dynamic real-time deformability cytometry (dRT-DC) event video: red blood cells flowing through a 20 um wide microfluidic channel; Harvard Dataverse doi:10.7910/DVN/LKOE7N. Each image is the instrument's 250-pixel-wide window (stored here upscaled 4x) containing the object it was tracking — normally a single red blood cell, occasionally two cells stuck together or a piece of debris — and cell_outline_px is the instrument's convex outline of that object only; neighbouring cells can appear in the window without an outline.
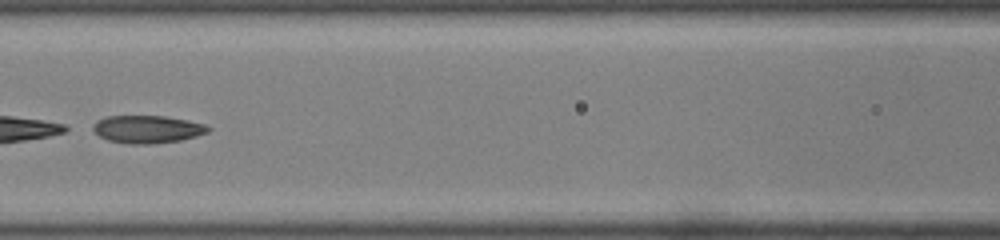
{"species": "common noctule bat (a hibernating species)", "species_latin": "Nyctalus noctula", "temperature_condition": "room temperature", "stored_images_in_passage": 49, "camera_frame_rate_fps": 3000, "um_per_image_px": 0.085, "animal": {"sex": "male", "body_mass_g": 19.0, "forearm_length_mm": 50.8}, "frame": {"image": 1, "passage_image": 22, "time_ms": 7.0, "image_size_px": [1000, 240], "cell_outline_px": [[212, 128], [208, 132], [196, 136], [180, 140], [152, 144], [128, 144], [108, 140], [100, 136], [92, 128], [92, 124], [96, 120], [108, 116], [164, 116], [188, 120], [204, 124]], "centroid_in_image_um": [12.52, 10.98], "position_along_channel_um": 154.1, "area_um2": 18.61}}
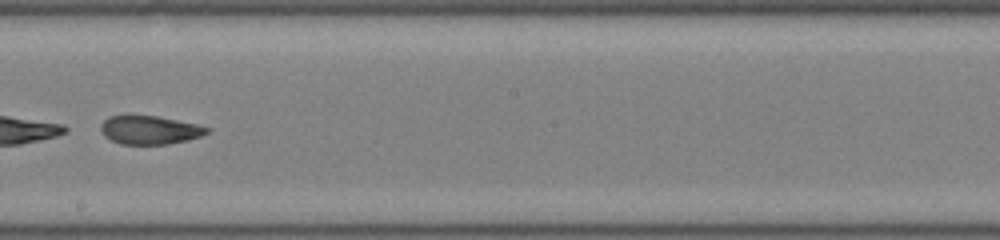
{"frame": {"image": 2, "passage_image": 28, "time_ms": 9.0, "image_size_px": [1000, 240], "cell_outline_px": [[212, 128], [208, 132], [200, 136], [188, 140], [168, 144], [120, 144], [104, 136], [100, 128], [100, 124], [108, 116], [156, 116], [196, 124]], "centroid_in_image_um": [12.72, 11.05], "position_along_channel_um": 235.5, "area_um2": 17.51}}